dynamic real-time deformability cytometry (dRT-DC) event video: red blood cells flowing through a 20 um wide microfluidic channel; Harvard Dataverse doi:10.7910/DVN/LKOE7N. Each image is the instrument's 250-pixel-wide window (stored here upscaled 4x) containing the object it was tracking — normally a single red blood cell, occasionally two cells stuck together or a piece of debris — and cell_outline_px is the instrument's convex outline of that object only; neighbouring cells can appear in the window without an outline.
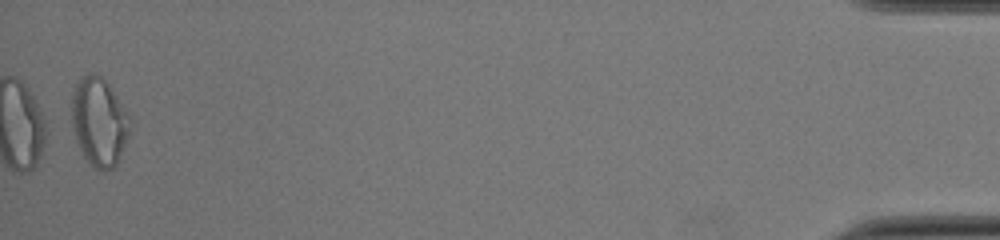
{"species": "common noctule bat (a hibernating species)", "species_latin": "Nyctalus noctula", "temperature_condition": "cold", "stored_images_in_passage": 49, "camera_frame_rate_fps": 3000, "um_per_image_px": 0.085, "animal": {"sex": "female", "body_mass_g": 22.0, "forearm_length_mm": 56.7}, "frame": {"image": 1, "passage_image": 49, "time_ms": 16.0, "image_size_px": [1000, 240], "cell_outline_px": [[128, 136], [120, 156], [116, 164], [112, 168], [104, 172], [100, 172], [80, 152], [72, 128], [72, 96], [76, 84], [84, 76], [92, 72], [96, 72], [112, 88], [124, 108], [128, 116]], "centroid_in_image_um": [8.4, 10.36], "position_along_channel_um": 426.8, "area_um2": 29.59}, "authors_computed_cell_mechanics": {"area_um2": 20.519, "velocity_mm_per_s": 3.9258, "shape_relaxation_time_tau1_ms": null, "shape_relaxation_time_tau2_ms": 2.1645, "deformation_change_tau1": null, "deformation_change_tau2": 0.0848}}